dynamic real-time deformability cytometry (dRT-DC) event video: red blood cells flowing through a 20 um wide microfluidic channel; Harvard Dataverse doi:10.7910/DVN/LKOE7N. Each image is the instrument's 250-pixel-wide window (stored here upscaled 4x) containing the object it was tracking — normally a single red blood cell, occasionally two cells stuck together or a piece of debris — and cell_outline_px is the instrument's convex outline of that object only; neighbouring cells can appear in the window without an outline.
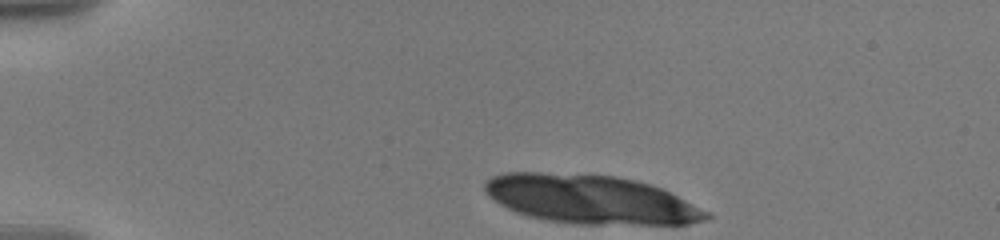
{"species": "human", "species_latin": "Homo sapiens", "temperature_condition": "warm", "stored_images_in_passage": 7, "camera_frame_rate_fps": 3000, "um_per_image_px": 0.085, "donor": {"sex": "male"}, "frame": {"image": 1, "passage_image": 1, "time_ms": 0.0, "image_size_px": [1000, 240], "cell_outline_px": [[712, 216], [704, 220], [688, 224], [572, 224], [548, 220], [528, 216], [516, 212], [500, 204], [488, 196], [484, 188], [484, 184], [492, 176], [504, 172], [540, 172], [616, 176], [636, 180], [660, 188], [708, 212]], "centroid_in_image_um": [50.15, 16.95], "position_along_channel_um": 34.8, "area_um2": 62.54}}